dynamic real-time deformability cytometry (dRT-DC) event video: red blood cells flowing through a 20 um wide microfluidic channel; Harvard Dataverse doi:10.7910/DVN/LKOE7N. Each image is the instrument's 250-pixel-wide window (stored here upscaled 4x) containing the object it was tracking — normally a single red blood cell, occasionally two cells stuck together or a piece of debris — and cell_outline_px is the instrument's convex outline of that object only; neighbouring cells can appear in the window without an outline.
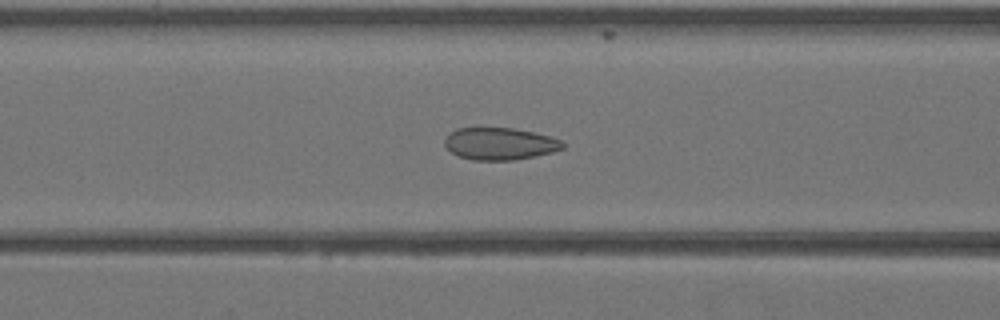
{"species": "Egyptian fruit bat (a non-hibernating species)", "species_latin": "Rousettus aegyptiacus", "temperature_condition": "warm", "stored_images_in_passage": 38, "camera_frame_rate_fps": 3000, "um_per_image_px": 0.085, "animal": {"sex": "female"}, "frame": {"image": 1, "passage_image": 17, "time_ms": 5.333, "image_size_px": [1000, 320], "cell_outline_px": [[564, 148], [552, 152], [536, 156], [512, 160], [472, 160], [460, 156], [452, 152], [444, 144], [444, 140], [456, 128], [512, 128], [532, 132], [564, 140]], "centroid_in_image_um": [42.51, 12.22], "position_along_channel_um": 124.1, "area_um2": 21.96}}
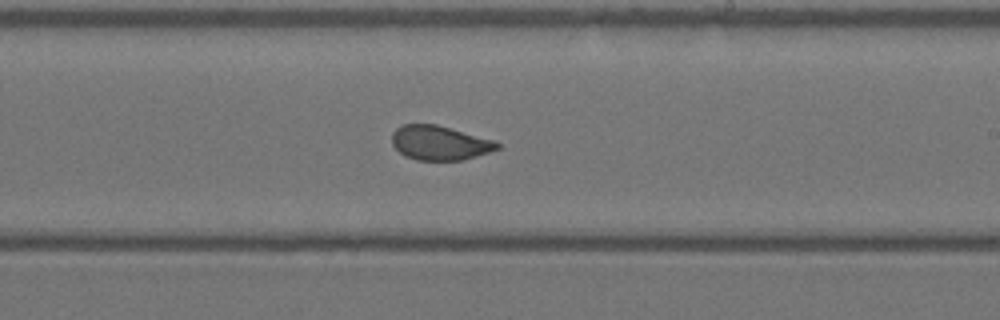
{"frame": {"image": 2, "passage_image": 25, "time_ms": 8.0, "image_size_px": [1000, 320], "cell_outline_px": [[500, 148], [476, 156], [460, 160], [416, 160], [400, 152], [392, 144], [392, 132], [396, 128], [404, 124], [436, 124], [496, 140], [500, 144]], "centroid_in_image_um": [37.39, 12.13], "position_along_channel_um": 251.6, "area_um2": 21.04}}
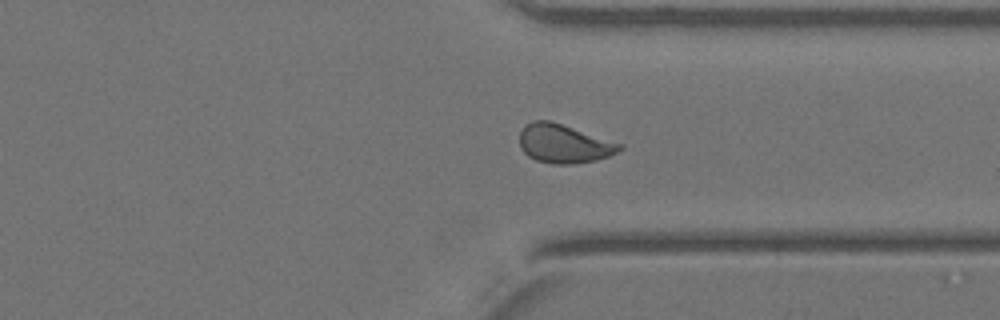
{"frame": {"image": 3, "passage_image": 32, "time_ms": 10.333, "image_size_px": [1000, 320], "cell_outline_px": [[624, 148], [608, 156], [596, 160], [572, 164], [552, 164], [536, 160], [528, 156], [520, 148], [520, 132], [524, 124], [532, 120], [552, 120], [624, 144]], "centroid_in_image_um": [47.93, 12.19], "position_along_channel_um": 363.5, "area_um2": 22.95}}